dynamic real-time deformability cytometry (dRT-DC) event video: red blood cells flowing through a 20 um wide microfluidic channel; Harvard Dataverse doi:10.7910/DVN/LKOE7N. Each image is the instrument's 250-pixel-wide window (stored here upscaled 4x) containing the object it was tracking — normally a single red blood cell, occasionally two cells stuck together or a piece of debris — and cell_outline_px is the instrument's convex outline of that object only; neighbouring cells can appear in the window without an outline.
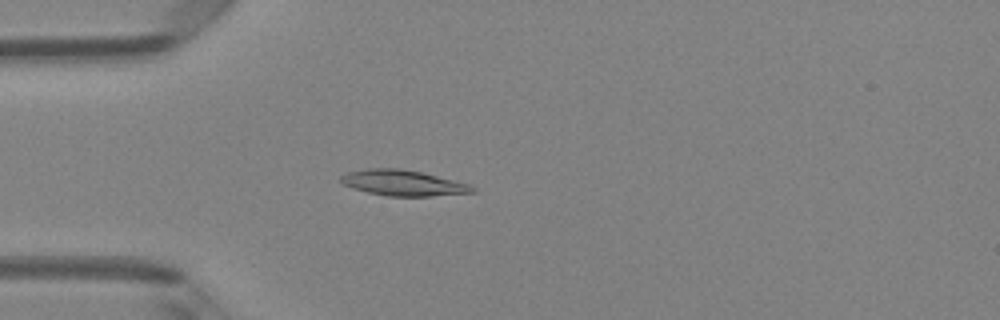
{"species": "Egyptian fruit bat (a non-hibernating species)", "species_latin": "Rousettus aegyptiacus", "temperature_condition": "room temperature", "stored_images_in_passage": 4, "camera_frame_rate_fps": 3000, "um_per_image_px": 0.085, "animal": {"sex": "female"}, "frame": {"image": 1, "passage_image": 4, "time_ms": 1.0, "image_size_px": [1000, 320], "cell_outline_px": [[476, 192], [432, 196], [388, 196], [368, 192], [352, 188], [344, 184], [340, 180], [340, 176], [348, 172], [368, 168], [400, 168], [420, 172], [468, 184], [476, 188]], "centroid_in_image_um": [34.24, 15.55], "position_along_channel_um": 50.8, "area_um2": 19.48}}